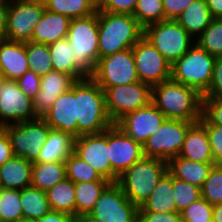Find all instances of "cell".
<instances>
[{
	"instance_id": "53",
	"label": "cell",
	"mask_w": 222,
	"mask_h": 222,
	"mask_svg": "<svg viewBox=\"0 0 222 222\" xmlns=\"http://www.w3.org/2000/svg\"><path fill=\"white\" fill-rule=\"evenodd\" d=\"M103 222H138V213L109 214Z\"/></svg>"
},
{
	"instance_id": "60",
	"label": "cell",
	"mask_w": 222,
	"mask_h": 222,
	"mask_svg": "<svg viewBox=\"0 0 222 222\" xmlns=\"http://www.w3.org/2000/svg\"><path fill=\"white\" fill-rule=\"evenodd\" d=\"M183 222H213V221H183Z\"/></svg>"
},
{
	"instance_id": "45",
	"label": "cell",
	"mask_w": 222,
	"mask_h": 222,
	"mask_svg": "<svg viewBox=\"0 0 222 222\" xmlns=\"http://www.w3.org/2000/svg\"><path fill=\"white\" fill-rule=\"evenodd\" d=\"M202 114L212 124L222 126V99L203 98Z\"/></svg>"
},
{
	"instance_id": "59",
	"label": "cell",
	"mask_w": 222,
	"mask_h": 222,
	"mask_svg": "<svg viewBox=\"0 0 222 222\" xmlns=\"http://www.w3.org/2000/svg\"><path fill=\"white\" fill-rule=\"evenodd\" d=\"M15 222H35V220L33 219H27V218H21Z\"/></svg>"
},
{
	"instance_id": "50",
	"label": "cell",
	"mask_w": 222,
	"mask_h": 222,
	"mask_svg": "<svg viewBox=\"0 0 222 222\" xmlns=\"http://www.w3.org/2000/svg\"><path fill=\"white\" fill-rule=\"evenodd\" d=\"M14 156L8 134L3 127H0V166Z\"/></svg>"
},
{
	"instance_id": "21",
	"label": "cell",
	"mask_w": 222,
	"mask_h": 222,
	"mask_svg": "<svg viewBox=\"0 0 222 222\" xmlns=\"http://www.w3.org/2000/svg\"><path fill=\"white\" fill-rule=\"evenodd\" d=\"M26 43L0 39V66L3 79L17 80L30 70Z\"/></svg>"
},
{
	"instance_id": "55",
	"label": "cell",
	"mask_w": 222,
	"mask_h": 222,
	"mask_svg": "<svg viewBox=\"0 0 222 222\" xmlns=\"http://www.w3.org/2000/svg\"><path fill=\"white\" fill-rule=\"evenodd\" d=\"M213 222H222V203L213 206Z\"/></svg>"
},
{
	"instance_id": "5",
	"label": "cell",
	"mask_w": 222,
	"mask_h": 222,
	"mask_svg": "<svg viewBox=\"0 0 222 222\" xmlns=\"http://www.w3.org/2000/svg\"><path fill=\"white\" fill-rule=\"evenodd\" d=\"M67 39L75 64L91 76L99 61L98 11L89 17L71 19Z\"/></svg>"
},
{
	"instance_id": "8",
	"label": "cell",
	"mask_w": 222,
	"mask_h": 222,
	"mask_svg": "<svg viewBox=\"0 0 222 222\" xmlns=\"http://www.w3.org/2000/svg\"><path fill=\"white\" fill-rule=\"evenodd\" d=\"M101 88L104 90L106 110L113 124L126 114L152 102V86L141 81Z\"/></svg>"
},
{
	"instance_id": "31",
	"label": "cell",
	"mask_w": 222,
	"mask_h": 222,
	"mask_svg": "<svg viewBox=\"0 0 222 222\" xmlns=\"http://www.w3.org/2000/svg\"><path fill=\"white\" fill-rule=\"evenodd\" d=\"M46 193L51 210L76 216L75 183L73 181L65 178Z\"/></svg>"
},
{
	"instance_id": "3",
	"label": "cell",
	"mask_w": 222,
	"mask_h": 222,
	"mask_svg": "<svg viewBox=\"0 0 222 222\" xmlns=\"http://www.w3.org/2000/svg\"><path fill=\"white\" fill-rule=\"evenodd\" d=\"M143 37V27L130 14L98 10L99 58L132 48Z\"/></svg>"
},
{
	"instance_id": "33",
	"label": "cell",
	"mask_w": 222,
	"mask_h": 222,
	"mask_svg": "<svg viewBox=\"0 0 222 222\" xmlns=\"http://www.w3.org/2000/svg\"><path fill=\"white\" fill-rule=\"evenodd\" d=\"M20 203L23 218L36 220L51 211L47 193L32 186L20 190Z\"/></svg>"
},
{
	"instance_id": "25",
	"label": "cell",
	"mask_w": 222,
	"mask_h": 222,
	"mask_svg": "<svg viewBox=\"0 0 222 222\" xmlns=\"http://www.w3.org/2000/svg\"><path fill=\"white\" fill-rule=\"evenodd\" d=\"M74 139L68 132L51 129L34 163L66 161L73 153Z\"/></svg>"
},
{
	"instance_id": "28",
	"label": "cell",
	"mask_w": 222,
	"mask_h": 222,
	"mask_svg": "<svg viewBox=\"0 0 222 222\" xmlns=\"http://www.w3.org/2000/svg\"><path fill=\"white\" fill-rule=\"evenodd\" d=\"M212 19L206 0H194L176 21L196 39L210 25Z\"/></svg>"
},
{
	"instance_id": "13",
	"label": "cell",
	"mask_w": 222,
	"mask_h": 222,
	"mask_svg": "<svg viewBox=\"0 0 222 222\" xmlns=\"http://www.w3.org/2000/svg\"><path fill=\"white\" fill-rule=\"evenodd\" d=\"M45 10V4L9 0L5 39L21 43L30 42L35 25Z\"/></svg>"
},
{
	"instance_id": "46",
	"label": "cell",
	"mask_w": 222,
	"mask_h": 222,
	"mask_svg": "<svg viewBox=\"0 0 222 222\" xmlns=\"http://www.w3.org/2000/svg\"><path fill=\"white\" fill-rule=\"evenodd\" d=\"M202 96L222 99V57H216L211 84Z\"/></svg>"
},
{
	"instance_id": "24",
	"label": "cell",
	"mask_w": 222,
	"mask_h": 222,
	"mask_svg": "<svg viewBox=\"0 0 222 222\" xmlns=\"http://www.w3.org/2000/svg\"><path fill=\"white\" fill-rule=\"evenodd\" d=\"M32 162L13 156L0 166V188L22 190L31 186Z\"/></svg>"
},
{
	"instance_id": "29",
	"label": "cell",
	"mask_w": 222,
	"mask_h": 222,
	"mask_svg": "<svg viewBox=\"0 0 222 222\" xmlns=\"http://www.w3.org/2000/svg\"><path fill=\"white\" fill-rule=\"evenodd\" d=\"M53 71L66 73L76 81L88 77L74 62L72 46L67 38L48 45Z\"/></svg>"
},
{
	"instance_id": "37",
	"label": "cell",
	"mask_w": 222,
	"mask_h": 222,
	"mask_svg": "<svg viewBox=\"0 0 222 222\" xmlns=\"http://www.w3.org/2000/svg\"><path fill=\"white\" fill-rule=\"evenodd\" d=\"M195 42L214 57H222V18H213Z\"/></svg>"
},
{
	"instance_id": "41",
	"label": "cell",
	"mask_w": 222,
	"mask_h": 222,
	"mask_svg": "<svg viewBox=\"0 0 222 222\" xmlns=\"http://www.w3.org/2000/svg\"><path fill=\"white\" fill-rule=\"evenodd\" d=\"M172 192L175 199L177 212L179 213L202 197L201 188L174 177Z\"/></svg>"
},
{
	"instance_id": "27",
	"label": "cell",
	"mask_w": 222,
	"mask_h": 222,
	"mask_svg": "<svg viewBox=\"0 0 222 222\" xmlns=\"http://www.w3.org/2000/svg\"><path fill=\"white\" fill-rule=\"evenodd\" d=\"M173 177L167 172L157 183L151 195L138 207V212H177L173 196Z\"/></svg>"
},
{
	"instance_id": "23",
	"label": "cell",
	"mask_w": 222,
	"mask_h": 222,
	"mask_svg": "<svg viewBox=\"0 0 222 222\" xmlns=\"http://www.w3.org/2000/svg\"><path fill=\"white\" fill-rule=\"evenodd\" d=\"M71 19L65 15L45 10L35 25L31 42L51 44L67 38Z\"/></svg>"
},
{
	"instance_id": "6",
	"label": "cell",
	"mask_w": 222,
	"mask_h": 222,
	"mask_svg": "<svg viewBox=\"0 0 222 222\" xmlns=\"http://www.w3.org/2000/svg\"><path fill=\"white\" fill-rule=\"evenodd\" d=\"M216 57L195 43L171 66V79L203 95L209 88Z\"/></svg>"
},
{
	"instance_id": "4",
	"label": "cell",
	"mask_w": 222,
	"mask_h": 222,
	"mask_svg": "<svg viewBox=\"0 0 222 222\" xmlns=\"http://www.w3.org/2000/svg\"><path fill=\"white\" fill-rule=\"evenodd\" d=\"M167 172L166 161L143 156L119 176L117 183L125 196L134 205L141 207Z\"/></svg>"
},
{
	"instance_id": "47",
	"label": "cell",
	"mask_w": 222,
	"mask_h": 222,
	"mask_svg": "<svg viewBox=\"0 0 222 222\" xmlns=\"http://www.w3.org/2000/svg\"><path fill=\"white\" fill-rule=\"evenodd\" d=\"M137 1L138 0H105L103 7L99 11L133 15Z\"/></svg>"
},
{
	"instance_id": "34",
	"label": "cell",
	"mask_w": 222,
	"mask_h": 222,
	"mask_svg": "<svg viewBox=\"0 0 222 222\" xmlns=\"http://www.w3.org/2000/svg\"><path fill=\"white\" fill-rule=\"evenodd\" d=\"M45 9L70 19L89 17L97 12L88 0H47Z\"/></svg>"
},
{
	"instance_id": "14",
	"label": "cell",
	"mask_w": 222,
	"mask_h": 222,
	"mask_svg": "<svg viewBox=\"0 0 222 222\" xmlns=\"http://www.w3.org/2000/svg\"><path fill=\"white\" fill-rule=\"evenodd\" d=\"M37 119L33 100L19 88L16 80L2 79L0 83V127Z\"/></svg>"
},
{
	"instance_id": "15",
	"label": "cell",
	"mask_w": 222,
	"mask_h": 222,
	"mask_svg": "<svg viewBox=\"0 0 222 222\" xmlns=\"http://www.w3.org/2000/svg\"><path fill=\"white\" fill-rule=\"evenodd\" d=\"M143 146L129 137L119 126L109 127V159L112 182H117L128 168L143 157Z\"/></svg>"
},
{
	"instance_id": "7",
	"label": "cell",
	"mask_w": 222,
	"mask_h": 222,
	"mask_svg": "<svg viewBox=\"0 0 222 222\" xmlns=\"http://www.w3.org/2000/svg\"><path fill=\"white\" fill-rule=\"evenodd\" d=\"M147 39L173 65L196 42L195 39L176 21L164 20L143 28Z\"/></svg>"
},
{
	"instance_id": "9",
	"label": "cell",
	"mask_w": 222,
	"mask_h": 222,
	"mask_svg": "<svg viewBox=\"0 0 222 222\" xmlns=\"http://www.w3.org/2000/svg\"><path fill=\"white\" fill-rule=\"evenodd\" d=\"M196 122L199 121L165 119L158 131L143 144V155L166 162L177 157L188 129Z\"/></svg>"
},
{
	"instance_id": "32",
	"label": "cell",
	"mask_w": 222,
	"mask_h": 222,
	"mask_svg": "<svg viewBox=\"0 0 222 222\" xmlns=\"http://www.w3.org/2000/svg\"><path fill=\"white\" fill-rule=\"evenodd\" d=\"M110 183L109 180L75 183L76 216L89 214Z\"/></svg>"
},
{
	"instance_id": "49",
	"label": "cell",
	"mask_w": 222,
	"mask_h": 222,
	"mask_svg": "<svg viewBox=\"0 0 222 222\" xmlns=\"http://www.w3.org/2000/svg\"><path fill=\"white\" fill-rule=\"evenodd\" d=\"M194 0H163V9L165 20H176V18L193 2Z\"/></svg>"
},
{
	"instance_id": "52",
	"label": "cell",
	"mask_w": 222,
	"mask_h": 222,
	"mask_svg": "<svg viewBox=\"0 0 222 222\" xmlns=\"http://www.w3.org/2000/svg\"><path fill=\"white\" fill-rule=\"evenodd\" d=\"M9 0H0V39H5Z\"/></svg>"
},
{
	"instance_id": "17",
	"label": "cell",
	"mask_w": 222,
	"mask_h": 222,
	"mask_svg": "<svg viewBox=\"0 0 222 222\" xmlns=\"http://www.w3.org/2000/svg\"><path fill=\"white\" fill-rule=\"evenodd\" d=\"M164 114L151 102L121 118L116 125L142 146L165 121Z\"/></svg>"
},
{
	"instance_id": "44",
	"label": "cell",
	"mask_w": 222,
	"mask_h": 222,
	"mask_svg": "<svg viewBox=\"0 0 222 222\" xmlns=\"http://www.w3.org/2000/svg\"><path fill=\"white\" fill-rule=\"evenodd\" d=\"M16 82L21 91L32 100L40 91L41 77L31 70L26 71Z\"/></svg>"
},
{
	"instance_id": "38",
	"label": "cell",
	"mask_w": 222,
	"mask_h": 222,
	"mask_svg": "<svg viewBox=\"0 0 222 222\" xmlns=\"http://www.w3.org/2000/svg\"><path fill=\"white\" fill-rule=\"evenodd\" d=\"M23 218L20 203V191L0 188V220L1 222H15Z\"/></svg>"
},
{
	"instance_id": "36",
	"label": "cell",
	"mask_w": 222,
	"mask_h": 222,
	"mask_svg": "<svg viewBox=\"0 0 222 222\" xmlns=\"http://www.w3.org/2000/svg\"><path fill=\"white\" fill-rule=\"evenodd\" d=\"M66 178L78 182H91L98 180H107L95 170L90 164L83 161L74 152L66 159Z\"/></svg>"
},
{
	"instance_id": "51",
	"label": "cell",
	"mask_w": 222,
	"mask_h": 222,
	"mask_svg": "<svg viewBox=\"0 0 222 222\" xmlns=\"http://www.w3.org/2000/svg\"><path fill=\"white\" fill-rule=\"evenodd\" d=\"M35 222H75V216L65 212L51 210L43 217L36 219Z\"/></svg>"
},
{
	"instance_id": "58",
	"label": "cell",
	"mask_w": 222,
	"mask_h": 222,
	"mask_svg": "<svg viewBox=\"0 0 222 222\" xmlns=\"http://www.w3.org/2000/svg\"><path fill=\"white\" fill-rule=\"evenodd\" d=\"M21 2H27V3H39V4H45L47 0H18Z\"/></svg>"
},
{
	"instance_id": "42",
	"label": "cell",
	"mask_w": 222,
	"mask_h": 222,
	"mask_svg": "<svg viewBox=\"0 0 222 222\" xmlns=\"http://www.w3.org/2000/svg\"><path fill=\"white\" fill-rule=\"evenodd\" d=\"M180 214L183 221H213V206L201 197Z\"/></svg>"
},
{
	"instance_id": "39",
	"label": "cell",
	"mask_w": 222,
	"mask_h": 222,
	"mask_svg": "<svg viewBox=\"0 0 222 222\" xmlns=\"http://www.w3.org/2000/svg\"><path fill=\"white\" fill-rule=\"evenodd\" d=\"M133 16L143 28L149 24L164 21L163 0H138Z\"/></svg>"
},
{
	"instance_id": "1",
	"label": "cell",
	"mask_w": 222,
	"mask_h": 222,
	"mask_svg": "<svg viewBox=\"0 0 222 222\" xmlns=\"http://www.w3.org/2000/svg\"><path fill=\"white\" fill-rule=\"evenodd\" d=\"M152 103L166 119L199 121L202 117L203 96L172 79L152 86Z\"/></svg>"
},
{
	"instance_id": "10",
	"label": "cell",
	"mask_w": 222,
	"mask_h": 222,
	"mask_svg": "<svg viewBox=\"0 0 222 222\" xmlns=\"http://www.w3.org/2000/svg\"><path fill=\"white\" fill-rule=\"evenodd\" d=\"M11 142L14 156L34 163L51 127L42 119L3 126Z\"/></svg>"
},
{
	"instance_id": "26",
	"label": "cell",
	"mask_w": 222,
	"mask_h": 222,
	"mask_svg": "<svg viewBox=\"0 0 222 222\" xmlns=\"http://www.w3.org/2000/svg\"><path fill=\"white\" fill-rule=\"evenodd\" d=\"M215 163H203L175 157L167 162L168 173L179 180L202 187Z\"/></svg>"
},
{
	"instance_id": "18",
	"label": "cell",
	"mask_w": 222,
	"mask_h": 222,
	"mask_svg": "<svg viewBox=\"0 0 222 222\" xmlns=\"http://www.w3.org/2000/svg\"><path fill=\"white\" fill-rule=\"evenodd\" d=\"M42 119L51 129L77 137L76 82L69 90L60 94Z\"/></svg>"
},
{
	"instance_id": "11",
	"label": "cell",
	"mask_w": 222,
	"mask_h": 222,
	"mask_svg": "<svg viewBox=\"0 0 222 222\" xmlns=\"http://www.w3.org/2000/svg\"><path fill=\"white\" fill-rule=\"evenodd\" d=\"M90 77L100 87H114L140 81L132 48L99 58Z\"/></svg>"
},
{
	"instance_id": "2",
	"label": "cell",
	"mask_w": 222,
	"mask_h": 222,
	"mask_svg": "<svg viewBox=\"0 0 222 222\" xmlns=\"http://www.w3.org/2000/svg\"><path fill=\"white\" fill-rule=\"evenodd\" d=\"M76 119L77 137L102 133L113 125L104 90L90 76L76 81Z\"/></svg>"
},
{
	"instance_id": "57",
	"label": "cell",
	"mask_w": 222,
	"mask_h": 222,
	"mask_svg": "<svg viewBox=\"0 0 222 222\" xmlns=\"http://www.w3.org/2000/svg\"><path fill=\"white\" fill-rule=\"evenodd\" d=\"M88 2L92 5V7L98 11L103 7L105 0H88Z\"/></svg>"
},
{
	"instance_id": "48",
	"label": "cell",
	"mask_w": 222,
	"mask_h": 222,
	"mask_svg": "<svg viewBox=\"0 0 222 222\" xmlns=\"http://www.w3.org/2000/svg\"><path fill=\"white\" fill-rule=\"evenodd\" d=\"M138 222H183L179 212H138Z\"/></svg>"
},
{
	"instance_id": "54",
	"label": "cell",
	"mask_w": 222,
	"mask_h": 222,
	"mask_svg": "<svg viewBox=\"0 0 222 222\" xmlns=\"http://www.w3.org/2000/svg\"><path fill=\"white\" fill-rule=\"evenodd\" d=\"M206 3L213 18H222V0H206Z\"/></svg>"
},
{
	"instance_id": "35",
	"label": "cell",
	"mask_w": 222,
	"mask_h": 222,
	"mask_svg": "<svg viewBox=\"0 0 222 222\" xmlns=\"http://www.w3.org/2000/svg\"><path fill=\"white\" fill-rule=\"evenodd\" d=\"M26 54L29 69L38 76L53 71L50 49L47 44L26 42Z\"/></svg>"
},
{
	"instance_id": "16",
	"label": "cell",
	"mask_w": 222,
	"mask_h": 222,
	"mask_svg": "<svg viewBox=\"0 0 222 222\" xmlns=\"http://www.w3.org/2000/svg\"><path fill=\"white\" fill-rule=\"evenodd\" d=\"M73 152L90 164L100 175L112 182L109 159V128L102 133L75 137Z\"/></svg>"
},
{
	"instance_id": "56",
	"label": "cell",
	"mask_w": 222,
	"mask_h": 222,
	"mask_svg": "<svg viewBox=\"0 0 222 222\" xmlns=\"http://www.w3.org/2000/svg\"><path fill=\"white\" fill-rule=\"evenodd\" d=\"M75 222H99L89 214H82L75 216Z\"/></svg>"
},
{
	"instance_id": "40",
	"label": "cell",
	"mask_w": 222,
	"mask_h": 222,
	"mask_svg": "<svg viewBox=\"0 0 222 222\" xmlns=\"http://www.w3.org/2000/svg\"><path fill=\"white\" fill-rule=\"evenodd\" d=\"M201 196L212 206L222 203V164L212 167L208 178L201 187Z\"/></svg>"
},
{
	"instance_id": "12",
	"label": "cell",
	"mask_w": 222,
	"mask_h": 222,
	"mask_svg": "<svg viewBox=\"0 0 222 222\" xmlns=\"http://www.w3.org/2000/svg\"><path fill=\"white\" fill-rule=\"evenodd\" d=\"M132 52L138 78L151 86L171 79V64L144 37L133 47Z\"/></svg>"
},
{
	"instance_id": "19",
	"label": "cell",
	"mask_w": 222,
	"mask_h": 222,
	"mask_svg": "<svg viewBox=\"0 0 222 222\" xmlns=\"http://www.w3.org/2000/svg\"><path fill=\"white\" fill-rule=\"evenodd\" d=\"M75 82L72 76L58 71L41 76L40 91L33 99L36 117L43 118L60 94L69 90Z\"/></svg>"
},
{
	"instance_id": "30",
	"label": "cell",
	"mask_w": 222,
	"mask_h": 222,
	"mask_svg": "<svg viewBox=\"0 0 222 222\" xmlns=\"http://www.w3.org/2000/svg\"><path fill=\"white\" fill-rule=\"evenodd\" d=\"M65 178V161L32 164V187L47 192Z\"/></svg>"
},
{
	"instance_id": "20",
	"label": "cell",
	"mask_w": 222,
	"mask_h": 222,
	"mask_svg": "<svg viewBox=\"0 0 222 222\" xmlns=\"http://www.w3.org/2000/svg\"><path fill=\"white\" fill-rule=\"evenodd\" d=\"M114 213H138V207L125 196L117 182H111L104 189L89 215L103 222Z\"/></svg>"
},
{
	"instance_id": "43",
	"label": "cell",
	"mask_w": 222,
	"mask_h": 222,
	"mask_svg": "<svg viewBox=\"0 0 222 222\" xmlns=\"http://www.w3.org/2000/svg\"><path fill=\"white\" fill-rule=\"evenodd\" d=\"M199 122L206 128L215 164H222V126L212 124L203 114Z\"/></svg>"
},
{
	"instance_id": "22",
	"label": "cell",
	"mask_w": 222,
	"mask_h": 222,
	"mask_svg": "<svg viewBox=\"0 0 222 222\" xmlns=\"http://www.w3.org/2000/svg\"><path fill=\"white\" fill-rule=\"evenodd\" d=\"M178 156L196 162L214 163L206 128L200 122L188 129Z\"/></svg>"
}]
</instances>
